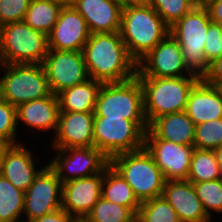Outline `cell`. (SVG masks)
<instances>
[{
	"label": "cell",
	"instance_id": "9a60e30c",
	"mask_svg": "<svg viewBox=\"0 0 222 222\" xmlns=\"http://www.w3.org/2000/svg\"><path fill=\"white\" fill-rule=\"evenodd\" d=\"M105 169L93 176L62 184V208L74 219H84L101 198Z\"/></svg>",
	"mask_w": 222,
	"mask_h": 222
},
{
	"label": "cell",
	"instance_id": "d590c367",
	"mask_svg": "<svg viewBox=\"0 0 222 222\" xmlns=\"http://www.w3.org/2000/svg\"><path fill=\"white\" fill-rule=\"evenodd\" d=\"M206 36L204 52L209 68L211 63L222 56L221 25L211 21Z\"/></svg>",
	"mask_w": 222,
	"mask_h": 222
},
{
	"label": "cell",
	"instance_id": "c3c4849f",
	"mask_svg": "<svg viewBox=\"0 0 222 222\" xmlns=\"http://www.w3.org/2000/svg\"><path fill=\"white\" fill-rule=\"evenodd\" d=\"M220 39H221V42H222V25H221V37H220Z\"/></svg>",
	"mask_w": 222,
	"mask_h": 222
},
{
	"label": "cell",
	"instance_id": "44dd1931",
	"mask_svg": "<svg viewBox=\"0 0 222 222\" xmlns=\"http://www.w3.org/2000/svg\"><path fill=\"white\" fill-rule=\"evenodd\" d=\"M59 103L57 95L31 100L16 107L17 127L26 125V128L39 132H56L59 119ZM20 123V124H19Z\"/></svg>",
	"mask_w": 222,
	"mask_h": 222
},
{
	"label": "cell",
	"instance_id": "83f0119b",
	"mask_svg": "<svg viewBox=\"0 0 222 222\" xmlns=\"http://www.w3.org/2000/svg\"><path fill=\"white\" fill-rule=\"evenodd\" d=\"M220 178H222V172L214 150L195 148L192 153L187 180L190 182H205Z\"/></svg>",
	"mask_w": 222,
	"mask_h": 222
},
{
	"label": "cell",
	"instance_id": "7402d4cb",
	"mask_svg": "<svg viewBox=\"0 0 222 222\" xmlns=\"http://www.w3.org/2000/svg\"><path fill=\"white\" fill-rule=\"evenodd\" d=\"M185 112L195 125L222 118V93L201 78L192 88Z\"/></svg>",
	"mask_w": 222,
	"mask_h": 222
},
{
	"label": "cell",
	"instance_id": "8992f818",
	"mask_svg": "<svg viewBox=\"0 0 222 222\" xmlns=\"http://www.w3.org/2000/svg\"><path fill=\"white\" fill-rule=\"evenodd\" d=\"M210 22L207 8L196 5L170 27V34L182 49L186 68L199 78H203L208 72L204 45Z\"/></svg>",
	"mask_w": 222,
	"mask_h": 222
},
{
	"label": "cell",
	"instance_id": "ffe728a7",
	"mask_svg": "<svg viewBox=\"0 0 222 222\" xmlns=\"http://www.w3.org/2000/svg\"><path fill=\"white\" fill-rule=\"evenodd\" d=\"M19 143L11 145L4 154L0 174L8 179L16 188L25 192L33 183L34 178L44 167L37 168V162L32 151L25 145Z\"/></svg>",
	"mask_w": 222,
	"mask_h": 222
},
{
	"label": "cell",
	"instance_id": "d6a6232c",
	"mask_svg": "<svg viewBox=\"0 0 222 222\" xmlns=\"http://www.w3.org/2000/svg\"><path fill=\"white\" fill-rule=\"evenodd\" d=\"M222 146V118L195 125L194 148L215 150Z\"/></svg>",
	"mask_w": 222,
	"mask_h": 222
},
{
	"label": "cell",
	"instance_id": "cb8c5ba5",
	"mask_svg": "<svg viewBox=\"0 0 222 222\" xmlns=\"http://www.w3.org/2000/svg\"><path fill=\"white\" fill-rule=\"evenodd\" d=\"M103 83L88 78L83 83L57 93L59 110L66 112H94L97 96Z\"/></svg>",
	"mask_w": 222,
	"mask_h": 222
},
{
	"label": "cell",
	"instance_id": "8fae6325",
	"mask_svg": "<svg viewBox=\"0 0 222 222\" xmlns=\"http://www.w3.org/2000/svg\"><path fill=\"white\" fill-rule=\"evenodd\" d=\"M54 150L56 154L48 164L55 170L62 184L96 175L109 165V159L95 147Z\"/></svg>",
	"mask_w": 222,
	"mask_h": 222
},
{
	"label": "cell",
	"instance_id": "d6986e66",
	"mask_svg": "<svg viewBox=\"0 0 222 222\" xmlns=\"http://www.w3.org/2000/svg\"><path fill=\"white\" fill-rule=\"evenodd\" d=\"M73 7L85 19L90 33L120 32V0H75Z\"/></svg>",
	"mask_w": 222,
	"mask_h": 222
},
{
	"label": "cell",
	"instance_id": "4dcf8cb0",
	"mask_svg": "<svg viewBox=\"0 0 222 222\" xmlns=\"http://www.w3.org/2000/svg\"><path fill=\"white\" fill-rule=\"evenodd\" d=\"M192 183L208 217L213 219L212 212L222 214V178Z\"/></svg>",
	"mask_w": 222,
	"mask_h": 222
},
{
	"label": "cell",
	"instance_id": "7dc6e473",
	"mask_svg": "<svg viewBox=\"0 0 222 222\" xmlns=\"http://www.w3.org/2000/svg\"><path fill=\"white\" fill-rule=\"evenodd\" d=\"M218 88L220 89V91H221V93H222V84H220V85L218 86Z\"/></svg>",
	"mask_w": 222,
	"mask_h": 222
},
{
	"label": "cell",
	"instance_id": "d4e9b609",
	"mask_svg": "<svg viewBox=\"0 0 222 222\" xmlns=\"http://www.w3.org/2000/svg\"><path fill=\"white\" fill-rule=\"evenodd\" d=\"M101 197L129 207L136 215L141 206L131 186L110 164L105 168Z\"/></svg>",
	"mask_w": 222,
	"mask_h": 222
},
{
	"label": "cell",
	"instance_id": "ee69618b",
	"mask_svg": "<svg viewBox=\"0 0 222 222\" xmlns=\"http://www.w3.org/2000/svg\"><path fill=\"white\" fill-rule=\"evenodd\" d=\"M209 0H194L197 5H205Z\"/></svg>",
	"mask_w": 222,
	"mask_h": 222
},
{
	"label": "cell",
	"instance_id": "277c9868",
	"mask_svg": "<svg viewBox=\"0 0 222 222\" xmlns=\"http://www.w3.org/2000/svg\"><path fill=\"white\" fill-rule=\"evenodd\" d=\"M94 116L132 120L146 132L149 125L144 115L143 88L138 77L123 82L103 83Z\"/></svg>",
	"mask_w": 222,
	"mask_h": 222
},
{
	"label": "cell",
	"instance_id": "b9f144b4",
	"mask_svg": "<svg viewBox=\"0 0 222 222\" xmlns=\"http://www.w3.org/2000/svg\"><path fill=\"white\" fill-rule=\"evenodd\" d=\"M49 2L60 5L61 7H71L75 0H47Z\"/></svg>",
	"mask_w": 222,
	"mask_h": 222
},
{
	"label": "cell",
	"instance_id": "4316f807",
	"mask_svg": "<svg viewBox=\"0 0 222 222\" xmlns=\"http://www.w3.org/2000/svg\"><path fill=\"white\" fill-rule=\"evenodd\" d=\"M62 7L47 0H31L24 22L48 35L55 25Z\"/></svg>",
	"mask_w": 222,
	"mask_h": 222
},
{
	"label": "cell",
	"instance_id": "603a6c76",
	"mask_svg": "<svg viewBox=\"0 0 222 222\" xmlns=\"http://www.w3.org/2000/svg\"><path fill=\"white\" fill-rule=\"evenodd\" d=\"M149 130L158 138L178 145L194 146L195 123L185 111L156 118Z\"/></svg>",
	"mask_w": 222,
	"mask_h": 222
},
{
	"label": "cell",
	"instance_id": "30bf717a",
	"mask_svg": "<svg viewBox=\"0 0 222 222\" xmlns=\"http://www.w3.org/2000/svg\"><path fill=\"white\" fill-rule=\"evenodd\" d=\"M62 207V182L47 163L24 192L23 222H30Z\"/></svg>",
	"mask_w": 222,
	"mask_h": 222
},
{
	"label": "cell",
	"instance_id": "f1b7e54d",
	"mask_svg": "<svg viewBox=\"0 0 222 222\" xmlns=\"http://www.w3.org/2000/svg\"><path fill=\"white\" fill-rule=\"evenodd\" d=\"M137 215L126 206L100 198L89 214L86 222H131Z\"/></svg>",
	"mask_w": 222,
	"mask_h": 222
},
{
	"label": "cell",
	"instance_id": "ac0fdd59",
	"mask_svg": "<svg viewBox=\"0 0 222 222\" xmlns=\"http://www.w3.org/2000/svg\"><path fill=\"white\" fill-rule=\"evenodd\" d=\"M162 197L174 208L181 222H213L204 211L193 183L188 180L166 181Z\"/></svg>",
	"mask_w": 222,
	"mask_h": 222
},
{
	"label": "cell",
	"instance_id": "f6af8a7d",
	"mask_svg": "<svg viewBox=\"0 0 222 222\" xmlns=\"http://www.w3.org/2000/svg\"><path fill=\"white\" fill-rule=\"evenodd\" d=\"M131 222H141L137 217H135Z\"/></svg>",
	"mask_w": 222,
	"mask_h": 222
},
{
	"label": "cell",
	"instance_id": "7c38bea8",
	"mask_svg": "<svg viewBox=\"0 0 222 222\" xmlns=\"http://www.w3.org/2000/svg\"><path fill=\"white\" fill-rule=\"evenodd\" d=\"M137 77L196 76L184 64L182 49L169 33L137 62Z\"/></svg>",
	"mask_w": 222,
	"mask_h": 222
},
{
	"label": "cell",
	"instance_id": "f35d334b",
	"mask_svg": "<svg viewBox=\"0 0 222 222\" xmlns=\"http://www.w3.org/2000/svg\"><path fill=\"white\" fill-rule=\"evenodd\" d=\"M212 22L222 25V0H209L204 5Z\"/></svg>",
	"mask_w": 222,
	"mask_h": 222
},
{
	"label": "cell",
	"instance_id": "52a82bcc",
	"mask_svg": "<svg viewBox=\"0 0 222 222\" xmlns=\"http://www.w3.org/2000/svg\"><path fill=\"white\" fill-rule=\"evenodd\" d=\"M48 37L24 21L0 26V64H42Z\"/></svg>",
	"mask_w": 222,
	"mask_h": 222
},
{
	"label": "cell",
	"instance_id": "60d3db41",
	"mask_svg": "<svg viewBox=\"0 0 222 222\" xmlns=\"http://www.w3.org/2000/svg\"><path fill=\"white\" fill-rule=\"evenodd\" d=\"M11 146L10 143L8 142H4L0 140V170L2 167V162H3V158H4V154L5 152L8 150V148Z\"/></svg>",
	"mask_w": 222,
	"mask_h": 222
},
{
	"label": "cell",
	"instance_id": "7bdbcfd3",
	"mask_svg": "<svg viewBox=\"0 0 222 222\" xmlns=\"http://www.w3.org/2000/svg\"><path fill=\"white\" fill-rule=\"evenodd\" d=\"M214 152H215L216 160H217L218 165L220 166V170L222 172V146L215 149Z\"/></svg>",
	"mask_w": 222,
	"mask_h": 222
},
{
	"label": "cell",
	"instance_id": "5b68a950",
	"mask_svg": "<svg viewBox=\"0 0 222 222\" xmlns=\"http://www.w3.org/2000/svg\"><path fill=\"white\" fill-rule=\"evenodd\" d=\"M109 164L131 186L141 203L162 196L166 179L145 148L117 154L109 159Z\"/></svg>",
	"mask_w": 222,
	"mask_h": 222
},
{
	"label": "cell",
	"instance_id": "484cf974",
	"mask_svg": "<svg viewBox=\"0 0 222 222\" xmlns=\"http://www.w3.org/2000/svg\"><path fill=\"white\" fill-rule=\"evenodd\" d=\"M23 211L24 192L0 174V222H23Z\"/></svg>",
	"mask_w": 222,
	"mask_h": 222
},
{
	"label": "cell",
	"instance_id": "e575fe53",
	"mask_svg": "<svg viewBox=\"0 0 222 222\" xmlns=\"http://www.w3.org/2000/svg\"><path fill=\"white\" fill-rule=\"evenodd\" d=\"M31 0H0V26L24 20Z\"/></svg>",
	"mask_w": 222,
	"mask_h": 222
},
{
	"label": "cell",
	"instance_id": "e0dca14e",
	"mask_svg": "<svg viewBox=\"0 0 222 222\" xmlns=\"http://www.w3.org/2000/svg\"><path fill=\"white\" fill-rule=\"evenodd\" d=\"M93 125L94 112L60 111L52 149L94 147Z\"/></svg>",
	"mask_w": 222,
	"mask_h": 222
},
{
	"label": "cell",
	"instance_id": "ba28073f",
	"mask_svg": "<svg viewBox=\"0 0 222 222\" xmlns=\"http://www.w3.org/2000/svg\"><path fill=\"white\" fill-rule=\"evenodd\" d=\"M0 97L17 107L52 94L42 64H0Z\"/></svg>",
	"mask_w": 222,
	"mask_h": 222
},
{
	"label": "cell",
	"instance_id": "3957f363",
	"mask_svg": "<svg viewBox=\"0 0 222 222\" xmlns=\"http://www.w3.org/2000/svg\"><path fill=\"white\" fill-rule=\"evenodd\" d=\"M143 88L144 115L148 125L160 116L186 110L198 76L138 77Z\"/></svg>",
	"mask_w": 222,
	"mask_h": 222
},
{
	"label": "cell",
	"instance_id": "7a4b0ae2",
	"mask_svg": "<svg viewBox=\"0 0 222 222\" xmlns=\"http://www.w3.org/2000/svg\"><path fill=\"white\" fill-rule=\"evenodd\" d=\"M170 33V27L151 6H124L120 35L138 62Z\"/></svg>",
	"mask_w": 222,
	"mask_h": 222
},
{
	"label": "cell",
	"instance_id": "bcb514c9",
	"mask_svg": "<svg viewBox=\"0 0 222 222\" xmlns=\"http://www.w3.org/2000/svg\"><path fill=\"white\" fill-rule=\"evenodd\" d=\"M74 222H86V221L84 219H79V220L75 219Z\"/></svg>",
	"mask_w": 222,
	"mask_h": 222
},
{
	"label": "cell",
	"instance_id": "74e56055",
	"mask_svg": "<svg viewBox=\"0 0 222 222\" xmlns=\"http://www.w3.org/2000/svg\"><path fill=\"white\" fill-rule=\"evenodd\" d=\"M75 219L62 207L30 222H74Z\"/></svg>",
	"mask_w": 222,
	"mask_h": 222
},
{
	"label": "cell",
	"instance_id": "836d02e7",
	"mask_svg": "<svg viewBox=\"0 0 222 222\" xmlns=\"http://www.w3.org/2000/svg\"><path fill=\"white\" fill-rule=\"evenodd\" d=\"M18 131L16 107L0 97V140L11 145L23 143L17 138Z\"/></svg>",
	"mask_w": 222,
	"mask_h": 222
},
{
	"label": "cell",
	"instance_id": "1f68e13d",
	"mask_svg": "<svg viewBox=\"0 0 222 222\" xmlns=\"http://www.w3.org/2000/svg\"><path fill=\"white\" fill-rule=\"evenodd\" d=\"M197 4L194 0H150V5L171 27Z\"/></svg>",
	"mask_w": 222,
	"mask_h": 222
},
{
	"label": "cell",
	"instance_id": "ab89813d",
	"mask_svg": "<svg viewBox=\"0 0 222 222\" xmlns=\"http://www.w3.org/2000/svg\"><path fill=\"white\" fill-rule=\"evenodd\" d=\"M124 6H149L150 0H120Z\"/></svg>",
	"mask_w": 222,
	"mask_h": 222
},
{
	"label": "cell",
	"instance_id": "2e32d148",
	"mask_svg": "<svg viewBox=\"0 0 222 222\" xmlns=\"http://www.w3.org/2000/svg\"><path fill=\"white\" fill-rule=\"evenodd\" d=\"M91 33L85 19L73 7H62L48 37V49L82 51Z\"/></svg>",
	"mask_w": 222,
	"mask_h": 222
},
{
	"label": "cell",
	"instance_id": "4fadbf2b",
	"mask_svg": "<svg viewBox=\"0 0 222 222\" xmlns=\"http://www.w3.org/2000/svg\"><path fill=\"white\" fill-rule=\"evenodd\" d=\"M144 148L152 156L166 181L187 180L194 146L158 139L148 129L144 136Z\"/></svg>",
	"mask_w": 222,
	"mask_h": 222
},
{
	"label": "cell",
	"instance_id": "6da1fadb",
	"mask_svg": "<svg viewBox=\"0 0 222 222\" xmlns=\"http://www.w3.org/2000/svg\"><path fill=\"white\" fill-rule=\"evenodd\" d=\"M82 54L91 79L102 83L123 82L137 74V62L128 53L120 32L91 34Z\"/></svg>",
	"mask_w": 222,
	"mask_h": 222
},
{
	"label": "cell",
	"instance_id": "9c48e42d",
	"mask_svg": "<svg viewBox=\"0 0 222 222\" xmlns=\"http://www.w3.org/2000/svg\"><path fill=\"white\" fill-rule=\"evenodd\" d=\"M145 131L132 120L94 116V147L108 159L144 148Z\"/></svg>",
	"mask_w": 222,
	"mask_h": 222
},
{
	"label": "cell",
	"instance_id": "8d00e7d4",
	"mask_svg": "<svg viewBox=\"0 0 222 222\" xmlns=\"http://www.w3.org/2000/svg\"><path fill=\"white\" fill-rule=\"evenodd\" d=\"M203 79L211 85L218 87L222 84V56L210 64L208 72Z\"/></svg>",
	"mask_w": 222,
	"mask_h": 222
},
{
	"label": "cell",
	"instance_id": "f546056e",
	"mask_svg": "<svg viewBox=\"0 0 222 222\" xmlns=\"http://www.w3.org/2000/svg\"><path fill=\"white\" fill-rule=\"evenodd\" d=\"M137 218L141 222H181L174 208L162 196L142 202Z\"/></svg>",
	"mask_w": 222,
	"mask_h": 222
},
{
	"label": "cell",
	"instance_id": "5bb4252c",
	"mask_svg": "<svg viewBox=\"0 0 222 222\" xmlns=\"http://www.w3.org/2000/svg\"><path fill=\"white\" fill-rule=\"evenodd\" d=\"M42 65L55 95L89 78L82 51L48 49Z\"/></svg>",
	"mask_w": 222,
	"mask_h": 222
}]
</instances>
